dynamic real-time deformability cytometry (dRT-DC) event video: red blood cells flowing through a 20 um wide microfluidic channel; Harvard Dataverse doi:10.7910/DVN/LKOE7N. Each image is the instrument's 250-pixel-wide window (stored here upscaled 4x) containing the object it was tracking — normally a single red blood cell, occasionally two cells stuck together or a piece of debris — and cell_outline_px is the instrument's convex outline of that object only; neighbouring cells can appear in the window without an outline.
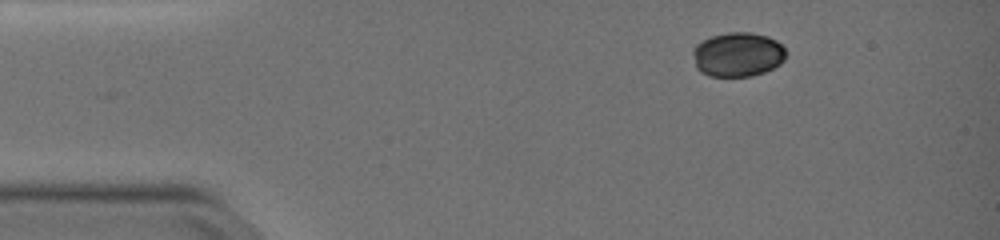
{"species": "common noctule bat (a hibernating species)", "species_latin": "Nyctalus noctula", "temperature_condition": "warm", "stored_images_in_passage": 2, "camera_frame_rate_fps": 3000, "um_per_image_px": 0.085, "animal": {"sex": "female", "body_mass_g": 19.0, "forearm_length_mm": 51.5}, "frame": {"image": 1, "passage_image": 2, "time_ms": 0.333, "image_size_px": [1000, 240], "cell_outline_px": [[788, 52], [784, 60], [780, 64], [764, 72], [752, 76], [708, 76], [700, 72], [696, 68], [692, 52], [696, 44], [712, 36], [728, 32], [752, 32], [768, 36], [776, 40]], "centroid_in_image_um": [62.72, 4.63], "position_along_channel_um": 22.3, "area_um2": 24.28}}